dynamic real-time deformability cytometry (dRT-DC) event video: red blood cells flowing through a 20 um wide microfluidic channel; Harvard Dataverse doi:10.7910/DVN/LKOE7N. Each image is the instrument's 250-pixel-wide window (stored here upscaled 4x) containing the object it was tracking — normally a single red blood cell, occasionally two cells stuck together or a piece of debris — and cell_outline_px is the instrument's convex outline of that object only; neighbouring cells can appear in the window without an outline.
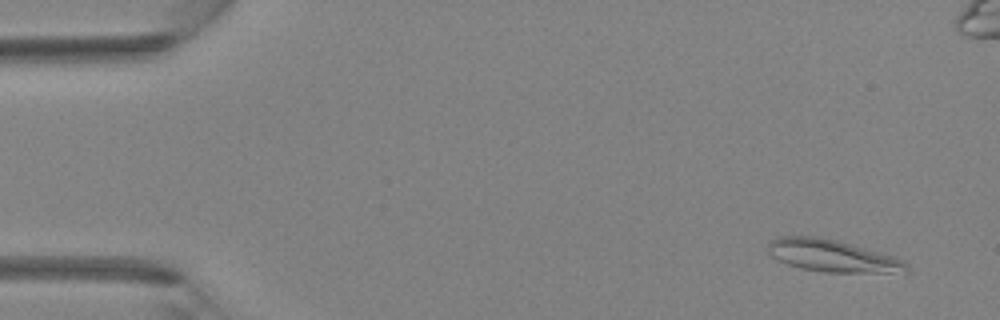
{"species": "Egyptian fruit bat (a non-hibernating species)", "species_latin": "Rousettus aegyptiacus", "temperature_condition": "room temperature", "stored_images_in_passage": 43, "camera_frame_rate_fps": 3000, "um_per_image_px": 0.085, "animal": {"sex": "female"}, "frame": {"image": 1, "passage_image": 3, "time_ms": 0.667, "image_size_px": [1000, 320], "cell_outline_px": [[908, 272], [824, 272], [800, 268], [788, 264], [772, 256], [768, 252], [768, 244], [776, 236], [820, 236], [836, 240], [892, 256], [908, 264]], "centroid_in_image_um": [70.69, 21.73], "position_along_channel_um": 14.3, "area_um2": 25.55}}
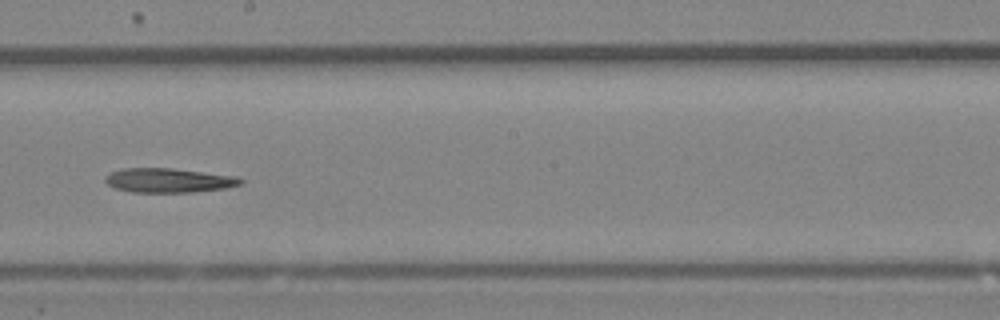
{"frame": {"image": 2, "passage_image": 24, "time_ms": 7.667, "image_size_px": [1000, 320], "cell_outline_px": [[244, 180], [240, 184], [224, 188], [192, 192], [132, 192], [116, 188], [108, 184], [104, 180], [104, 176], [120, 168], [172, 168], [240, 176]], "centroid_in_image_um": [14.35, 15.32], "position_along_channel_um": 233.9, "area_um2": 19.25}}
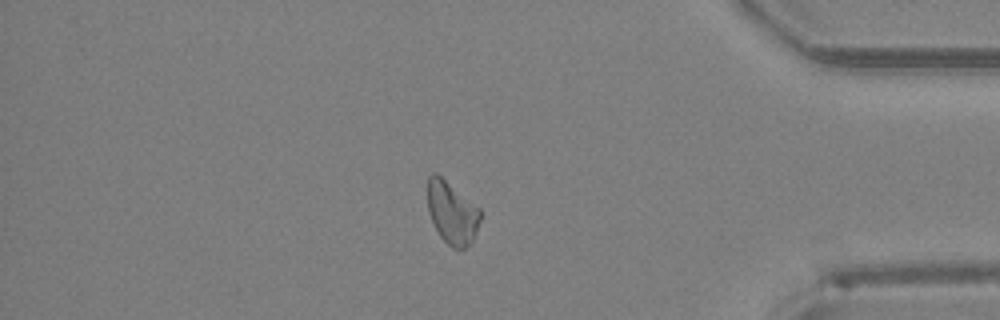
{"frame": {"image": 3, "passage_image": 36, "time_ms": 11.667, "image_size_px": [1000, 320], "cell_outline_px": [[480, 220], [472, 244], [460, 252], [452, 248], [440, 236], [428, 212], [428, 176], [432, 172], [436, 172], [480, 208]], "centroid_in_image_um": [38.43, 18.11], "position_along_channel_um": 396.8, "area_um2": 19.36}}